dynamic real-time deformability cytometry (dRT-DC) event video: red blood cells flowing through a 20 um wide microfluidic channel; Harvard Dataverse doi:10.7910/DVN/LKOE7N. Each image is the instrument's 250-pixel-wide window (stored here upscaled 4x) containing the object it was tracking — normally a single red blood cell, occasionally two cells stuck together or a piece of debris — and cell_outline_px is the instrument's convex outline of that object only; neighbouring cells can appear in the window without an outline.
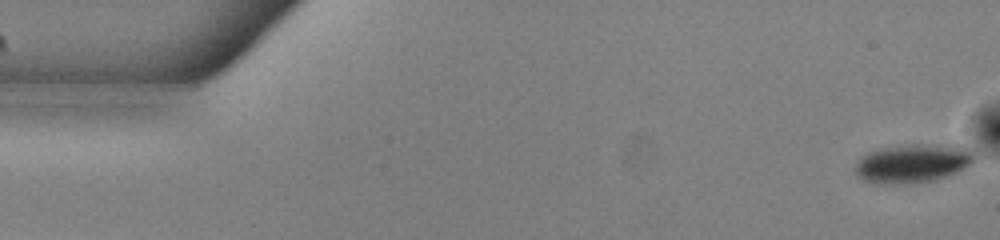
{"species": "common noctule bat (a hibernating species)", "species_latin": "Nyctalus noctula", "temperature_condition": "warm", "stored_images_in_passage": 54, "camera_frame_rate_fps": 3000, "um_per_image_px": 0.085, "animal": {"sex": "male", "body_mass_g": 13.0, "forearm_length_mm": 53.1}, "frame": {"image": 1, "passage_image": 1, "time_ms": 0.0, "image_size_px": [1000, 240], "cell_outline_px": [[972, 164], [948, 176], [936, 180], [916, 184], [872, 184], [856, 176], [856, 164], [864, 156], [872, 152], [888, 148], [968, 148], [972, 152]], "centroid_in_image_um": [77.52, 14.02], "position_along_channel_um": 7.5, "area_um2": 25.14}}
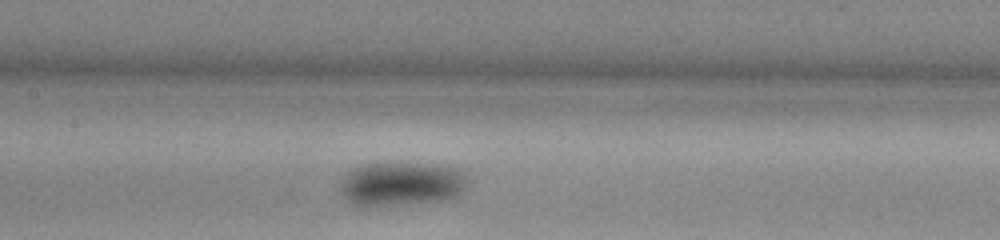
{"frame": {"image": 2, "passage_image": 25, "time_ms": 8.0, "image_size_px": [1000, 240], "cell_outline_px": [[468, 188], [456, 196], [440, 200], [396, 204], [352, 204], [340, 192], [340, 180], [352, 168], [360, 164], [380, 160], [388, 160], [424, 164], [456, 168], [468, 172]], "centroid_in_image_um": [34.13, 15.55], "position_along_channel_um": 173.3, "area_um2": 33.18}}
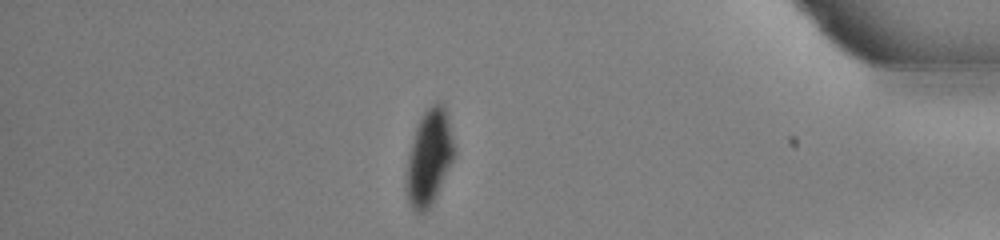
{"frame": {"image": 3, "passage_image": 46, "time_ms": 15.0, "image_size_px": [1000, 240], "cell_outline_px": [[456, 152], [432, 204], [424, 212], [416, 212], [408, 204], [404, 188], [404, 184], [408, 156], [416, 128], [424, 112], [436, 100], [440, 100], [444, 104]], "centroid_in_image_um": [36.45, 13.4], "position_along_channel_um": 398.7, "area_um2": 26.65}, "authors_computed_cell_mechanics": {"area_um2": 28.9578, "velocity_mm_per_s": 3.8153, "shape_relaxation_time_tau1_ms": 2.4525, "shape_relaxation_time_tau2_ms": null, "deformation_change_tau1": 0.0952, "deformation_change_tau2": null}}